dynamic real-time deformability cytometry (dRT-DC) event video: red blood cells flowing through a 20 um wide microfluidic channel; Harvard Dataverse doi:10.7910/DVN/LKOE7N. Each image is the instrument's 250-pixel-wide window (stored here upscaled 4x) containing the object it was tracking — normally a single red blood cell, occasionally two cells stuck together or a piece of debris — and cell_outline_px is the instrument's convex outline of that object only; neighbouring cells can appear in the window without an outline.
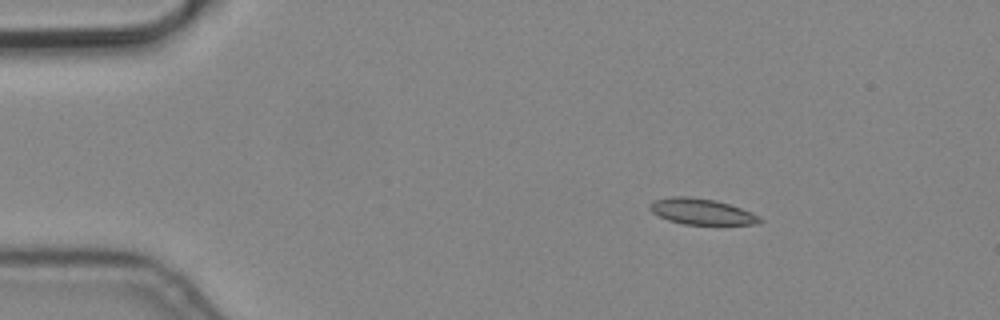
{"species": "common noctule bat (a hibernating species)", "species_latin": "Nyctalus noctula", "temperature_condition": "cold", "stored_images_in_passage": 4, "camera_frame_rate_fps": 3000, "um_per_image_px": 0.085, "animal": {"sex": "male", "body_mass_g": 19.2, "forearm_length_mm": 51.8}, "frame": {"image": 1, "passage_image": 2, "time_ms": 0.333, "image_size_px": [1000, 320], "cell_outline_px": [[764, 220], [756, 224], [684, 224], [668, 220], [652, 212], [648, 208], [648, 204], [652, 200], [672, 196], [688, 196], [716, 200], [740, 208], [760, 216]], "centroid_in_image_um": [59.59, 17.97], "position_along_channel_um": 25.4, "area_um2": 16.59}}